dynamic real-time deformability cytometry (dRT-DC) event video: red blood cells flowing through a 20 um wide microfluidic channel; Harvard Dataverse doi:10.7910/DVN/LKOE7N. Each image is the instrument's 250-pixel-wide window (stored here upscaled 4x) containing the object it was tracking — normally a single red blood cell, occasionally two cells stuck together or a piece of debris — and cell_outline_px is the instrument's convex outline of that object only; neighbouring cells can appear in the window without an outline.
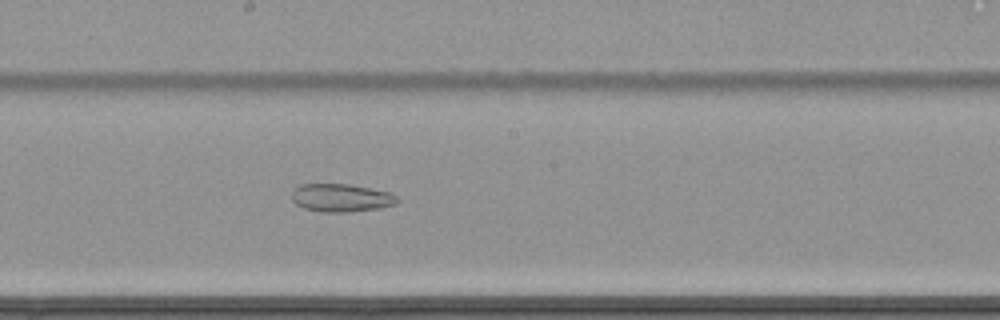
{"species": "common noctule bat (a hibernating species)", "species_latin": "Nyctalus noctula", "temperature_condition": "cold", "stored_images_in_passage": 65, "segment_of_instrument_passage": [2, 2], "camera_frame_rate_fps": 3000, "um_per_image_px": 0.085, "animal": {"sex": "female", "body_mass_g": 22.7, "forearm_length_mm": 54.2}, "frame": {"image": 1, "passage_image": 39, "time_ms": 12.667, "image_size_px": [1000, 320], "cell_outline_px": [[396, 204], [380, 208], [352, 212], [320, 212], [304, 208], [296, 204], [292, 200], [292, 192], [300, 184], [352, 184], [388, 192], [396, 196]], "centroid_in_image_um": [28.97, 16.82], "position_along_channel_um": 219.2, "area_um2": 17.22}}
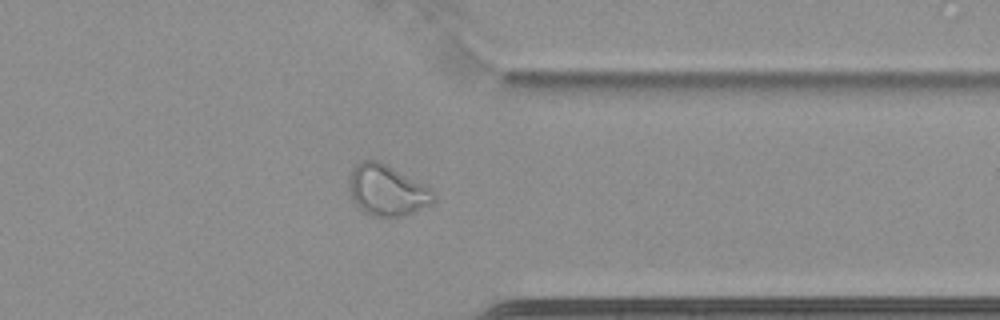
{"frame": {"image": 2, "passage_image": 53, "time_ms": 17.333, "image_size_px": [1000, 320], "cell_outline_px": [[436, 200], [432, 204], [412, 212], [400, 216], [372, 216], [364, 212], [352, 200], [348, 188], [348, 180], [352, 168], [356, 164], [364, 160], [380, 160], [428, 188], [436, 196]], "centroid_in_image_um": [32.84, 16.17], "position_along_channel_um": 378.6, "area_um2": 24.85}}
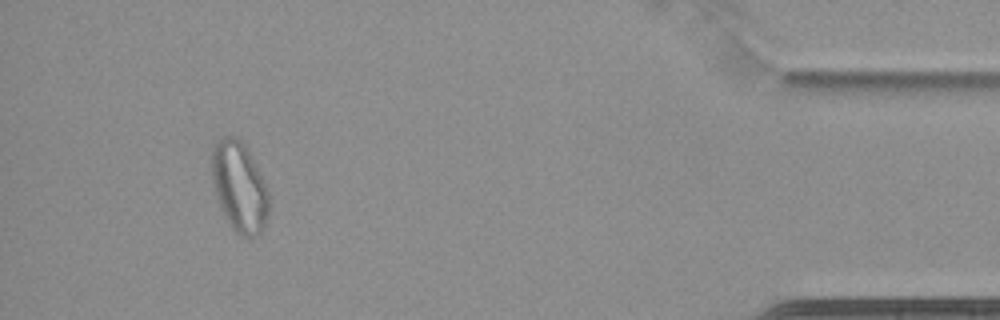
{"frame": {"image": 3, "passage_image": 61, "time_ms": 20.0, "image_size_px": [1000, 320], "cell_outline_px": [[268, 216], [264, 228], [256, 236], [248, 240], [236, 232], [232, 228], [220, 204], [212, 180], [212, 148], [216, 140], [224, 136], [232, 136], [240, 140], [248, 148], [268, 188]], "centroid_in_image_um": [20.37, 15.88], "position_along_channel_um": 414.8, "area_um2": 29.94}}